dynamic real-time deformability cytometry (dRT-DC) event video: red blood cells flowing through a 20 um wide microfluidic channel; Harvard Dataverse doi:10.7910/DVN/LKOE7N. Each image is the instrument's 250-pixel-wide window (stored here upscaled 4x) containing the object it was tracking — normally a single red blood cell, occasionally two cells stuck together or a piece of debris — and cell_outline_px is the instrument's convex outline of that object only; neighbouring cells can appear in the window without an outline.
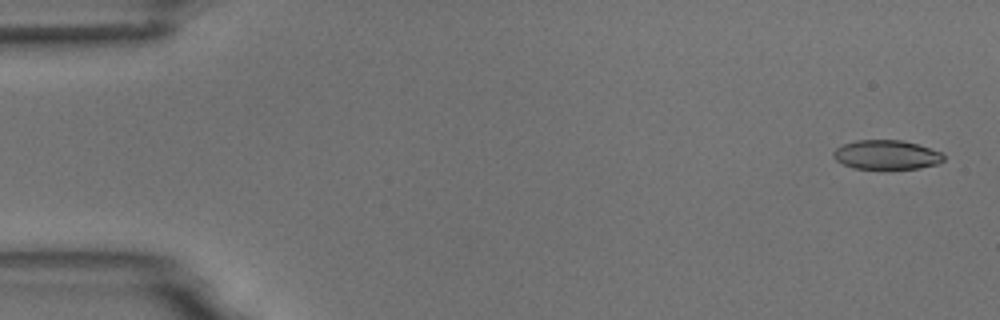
{"species": "common noctule bat (a hibernating species)", "species_latin": "Nyctalus noctula", "temperature_condition": "room temperature", "stored_images_in_passage": 4, "camera_frame_rate_fps": 3000, "um_per_image_px": 0.085, "animal": {"sex": "male", "body_mass_g": 18.8}, "frame": {"image": 1, "passage_image": 1, "time_ms": 0.0, "image_size_px": [1000, 320], "cell_outline_px": [[944, 160], [936, 164], [920, 168], [888, 172], [852, 168], [836, 160], [832, 156], [832, 152], [836, 148], [844, 144], [856, 140], [900, 140], [916, 144], [940, 152], [944, 156]], "centroid_in_image_um": [75.31, 13.21], "position_along_channel_um": 9.7, "area_um2": 19.48}}
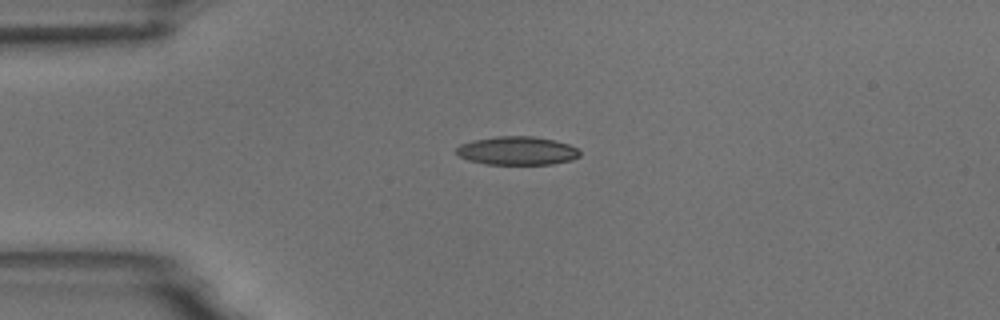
{"frame": {"image": 2, "passage_image": 4, "time_ms": 3.667, "image_size_px": [1000, 320], "cell_outline_px": [[580, 156], [572, 160], [552, 164], [484, 164], [468, 160], [460, 156], [456, 152], [456, 148], [460, 144], [472, 140], [496, 136], [532, 136], [556, 140], [568, 144], [576, 148], [580, 152]], "centroid_in_image_um": [43.95, 12.81], "position_along_channel_um": 41.0, "area_um2": 20.58}}